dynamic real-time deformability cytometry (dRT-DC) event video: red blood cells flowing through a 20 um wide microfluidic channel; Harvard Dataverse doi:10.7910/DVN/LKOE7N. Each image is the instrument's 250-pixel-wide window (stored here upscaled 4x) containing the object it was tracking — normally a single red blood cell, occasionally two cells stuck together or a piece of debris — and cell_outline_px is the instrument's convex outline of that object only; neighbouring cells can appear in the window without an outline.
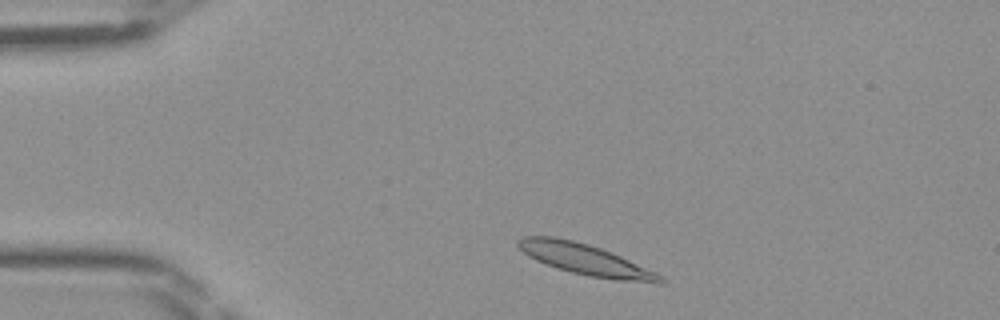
{"species": "Egyptian fruit bat (a non-hibernating species)", "species_latin": "Rousettus aegyptiacus", "temperature_condition": "room temperature", "stored_images_in_passage": 40, "camera_frame_rate_fps": 3000, "um_per_image_px": 0.085, "frame": {"image": 1, "passage_image": 3, "time_ms": 0.667, "image_size_px": [1000, 320], "cell_outline_px": [[664, 284], [656, 284], [616, 280], [588, 276], [556, 268], [536, 260], [528, 256], [516, 244], [516, 240], [524, 236], [556, 236], [588, 244], [600, 248], [620, 256], [656, 272], [664, 276]], "centroid_in_image_um": [49.78, 22.07], "position_along_channel_um": 35.2, "area_um2": 25.72}}
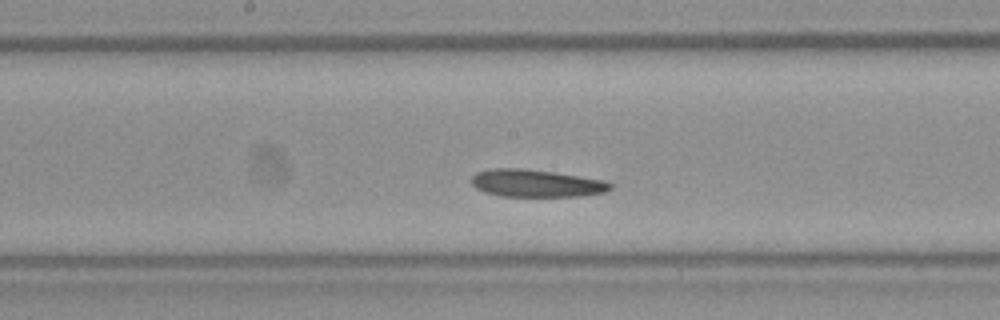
{"frame": {"image": 2, "passage_image": 18, "time_ms": 5.667, "image_size_px": [1000, 320], "cell_outline_px": [[612, 188], [604, 192], [580, 196], [500, 196], [484, 192], [476, 188], [472, 184], [472, 176], [476, 172], [488, 168], [524, 168], [552, 172], [604, 180], [612, 184]], "centroid_in_image_um": [45.53, 15.57], "position_along_channel_um": 202.7, "area_um2": 22.2}}
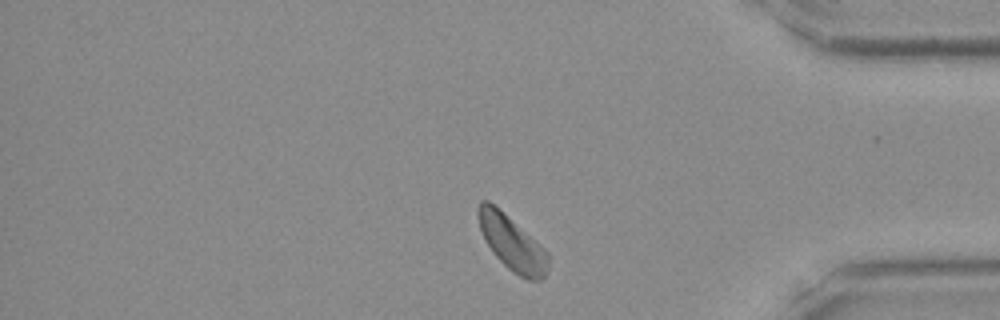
{"frame": {"image": 3, "passage_image": 33, "time_ms": 10.667, "image_size_px": [1000, 320], "cell_outline_px": [[548, 268], [544, 276], [540, 280], [528, 280], [512, 272], [492, 252], [484, 240], [480, 228], [476, 212], [476, 208], [480, 200], [488, 200], [544, 248], [548, 252]], "centroid_in_image_um": [43.48, 20.67], "position_along_channel_um": 391.7, "area_um2": 21.96}}